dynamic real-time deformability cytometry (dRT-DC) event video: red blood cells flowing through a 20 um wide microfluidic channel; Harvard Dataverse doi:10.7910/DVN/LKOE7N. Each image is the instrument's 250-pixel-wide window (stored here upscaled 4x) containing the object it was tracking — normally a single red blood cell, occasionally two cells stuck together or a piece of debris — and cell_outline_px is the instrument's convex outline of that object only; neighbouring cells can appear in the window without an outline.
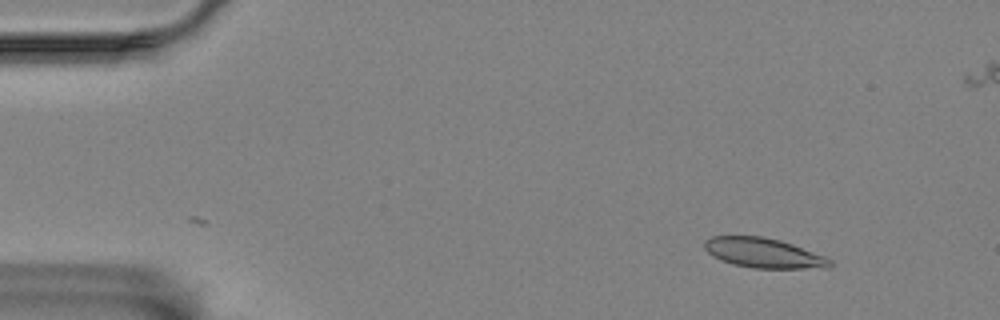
{"species": "Egyptian fruit bat (a non-hibernating species)", "species_latin": "Rousettus aegyptiacus", "temperature_condition": "room temperature", "stored_images_in_passage": 53, "segment_of_instrument_passage": [1, 2], "camera_frame_rate_fps": 3000, "um_per_image_px": 0.085, "animal": {"sex": "female"}, "frame": {"image": 1, "passage_image": 1, "time_ms": 0.0, "image_size_px": [1000, 320], "cell_outline_px": [[832, 264], [828, 268], [752, 268], [732, 264], [720, 260], [712, 256], [704, 248], [704, 240], [712, 236], [764, 236], [780, 240], [792, 244], [824, 256], [832, 260]], "centroid_in_image_um": [64.87, 21.5], "position_along_channel_um": 20.1, "area_um2": 21.85}}
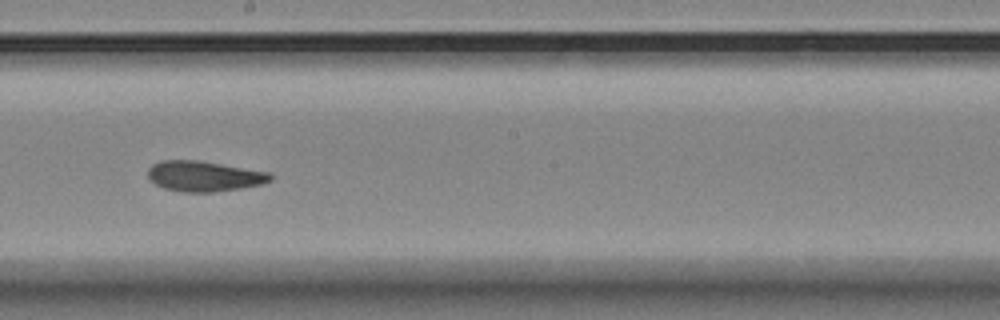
{"frame": {"image": 2, "passage_image": 27, "time_ms": 8.667, "image_size_px": [1000, 320], "cell_outline_px": [[272, 180], [264, 184], [216, 192], [180, 192], [164, 188], [156, 184], [148, 176], [148, 168], [152, 164], [164, 160], [196, 160], [268, 172], [272, 176]], "centroid_in_image_um": [17.34, 14.99], "position_along_channel_um": 230.9, "area_um2": 21.56}}
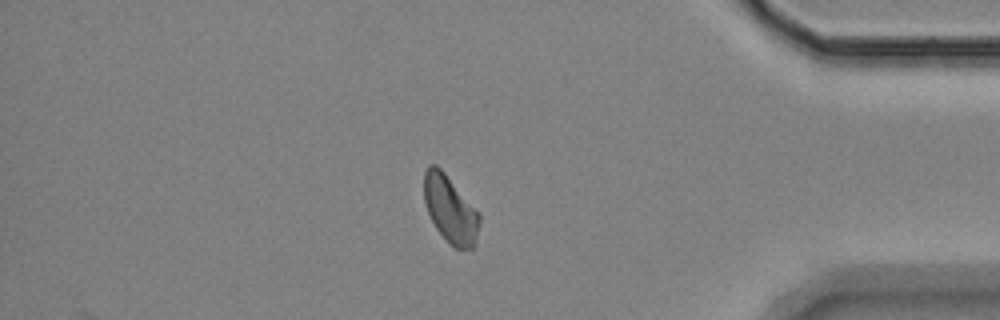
{"frame": {"image": 3, "passage_image": 44, "time_ms": 14.333, "image_size_px": [1000, 320], "cell_outline_px": [[480, 220], [476, 244], [472, 248], [456, 248], [436, 228], [428, 212], [424, 200], [424, 172], [428, 164], [436, 164], [444, 172], [480, 212]], "centroid_in_image_um": [38.29, 17.75], "position_along_channel_um": 396.9, "area_um2": 21.56}}